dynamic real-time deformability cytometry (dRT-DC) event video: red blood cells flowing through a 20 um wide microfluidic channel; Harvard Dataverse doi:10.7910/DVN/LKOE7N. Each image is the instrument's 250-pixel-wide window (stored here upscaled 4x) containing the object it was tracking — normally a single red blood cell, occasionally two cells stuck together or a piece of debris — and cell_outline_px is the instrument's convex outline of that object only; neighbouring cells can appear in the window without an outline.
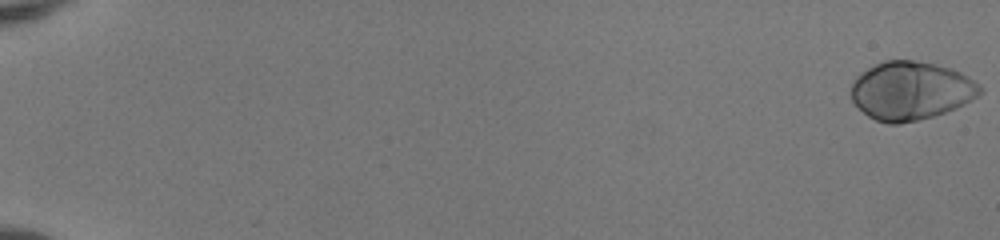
{"species": "human", "species_latin": "Homo sapiens", "temperature_condition": "room temperature", "stored_images_in_passage": 53, "camera_frame_rate_fps": 3000, "um_per_image_px": 0.085, "donor": {"sex": "female"}, "frame": {"image": 1, "passage_image": 1, "time_ms": 0.0, "image_size_px": [1000, 240], "cell_outline_px": [[984, 92], [972, 100], [956, 108], [932, 116], [900, 124], [888, 124], [876, 120], [868, 116], [852, 100], [848, 92], [852, 80], [860, 72], [884, 60], [916, 60], [936, 64], [952, 68], [960, 72], [980, 84], [984, 88]], "centroid_in_image_um": [77.41, 7.7], "position_along_channel_um": 7.6, "area_um2": 44.33}}
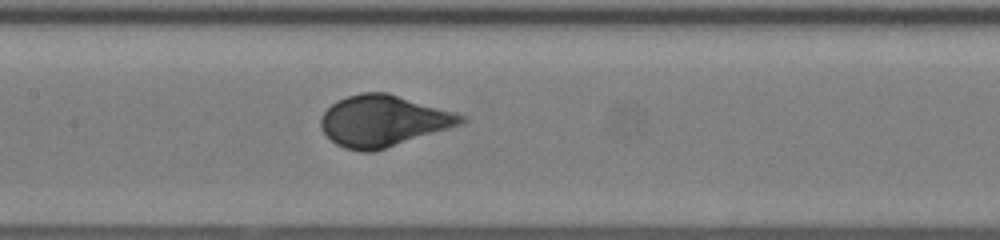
{"frame": {"image": 2, "passage_image": 29, "time_ms": 9.333, "image_size_px": [1000, 240], "cell_outline_px": [[468, 120], [464, 124], [372, 152], [364, 152], [344, 148], [336, 144], [320, 128], [320, 116], [336, 100], [360, 92], [388, 92], [468, 116]], "centroid_in_image_um": [32.6, 10.27], "position_along_channel_um": 174.8, "area_um2": 42.02}}
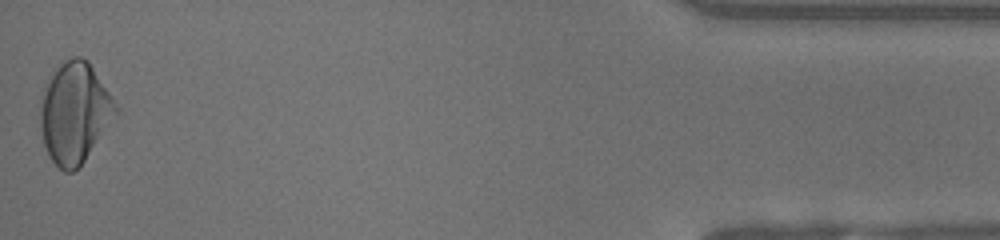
{"frame": {"image": 3, "passage_image": 53, "time_ms": 17.333, "image_size_px": [1000, 240], "cell_outline_px": [[120, 112], [84, 160], [72, 172], [64, 172], [48, 156], [44, 144], [40, 124], [40, 96], [48, 76], [64, 60], [72, 56], [80, 56], [88, 60], [120, 108]], "centroid_in_image_um": [6.34, 9.54], "position_along_channel_um": 428.9, "area_um2": 44.68}, "authors_computed_cell_mechanics": {"area_um2": 42.3096, "velocity_mm_per_s": 4.0792, "shape_relaxation_time_tau1_ms": 2.4712, "shape_relaxation_time_tau2_ms": null, "deformation_change_tau1": 0.1671, "deformation_change_tau2": null}}